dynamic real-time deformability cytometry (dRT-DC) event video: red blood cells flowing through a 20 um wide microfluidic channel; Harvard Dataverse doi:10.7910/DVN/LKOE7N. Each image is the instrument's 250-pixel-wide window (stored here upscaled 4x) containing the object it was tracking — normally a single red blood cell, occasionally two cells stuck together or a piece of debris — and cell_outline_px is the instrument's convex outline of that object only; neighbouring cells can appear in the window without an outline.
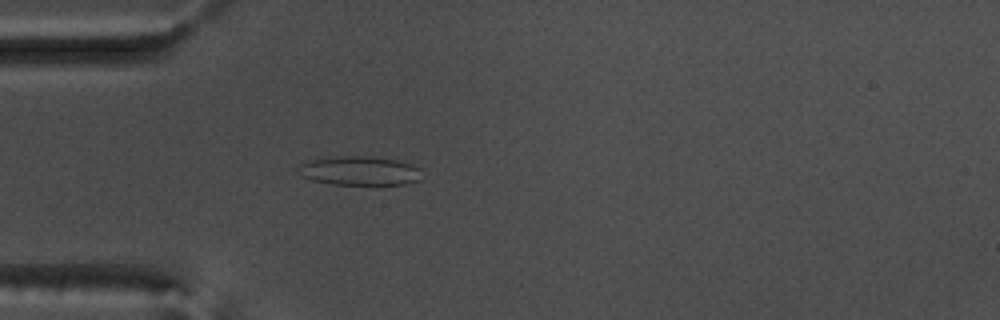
{"species": "common noctule bat (a hibernating species)", "species_latin": "Nyctalus noctula", "temperature_condition": "warm", "stored_images_in_passage": 47, "camera_frame_rate_fps": 3000, "um_per_image_px": 0.085, "animal": {"sex": "male", "body_mass_g": 17.5, "forearm_length_mm": 52.3}, "frame": {"image": 1, "passage_image": 8, "time_ms": 2.333, "image_size_px": [1000, 320], "cell_outline_px": [[420, 180], [404, 184], [376, 188], [332, 184], [312, 180], [300, 176], [296, 168], [304, 160], [336, 156], [372, 156], [396, 160], [412, 164], [420, 168]], "centroid_in_image_um": [30.55, 14.56], "position_along_channel_um": 54.5, "area_um2": 22.2}}
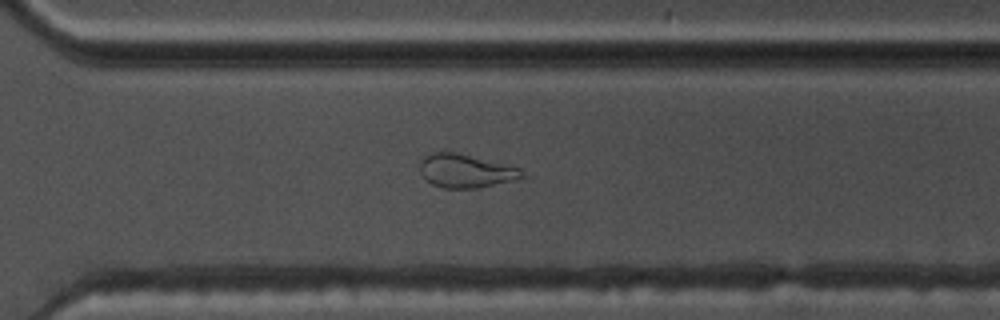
{"frame": {"image": 2, "passage_image": 31, "time_ms": 10.0, "image_size_px": [1000, 320], "cell_outline_px": [[528, 176], [520, 180], [476, 188], [444, 188], [432, 184], [420, 172], [420, 160], [424, 156], [432, 152], [456, 152], [520, 168]], "centroid_in_image_um": [39.64, 14.53], "position_along_channel_um": 331.0, "area_um2": 20.06}}
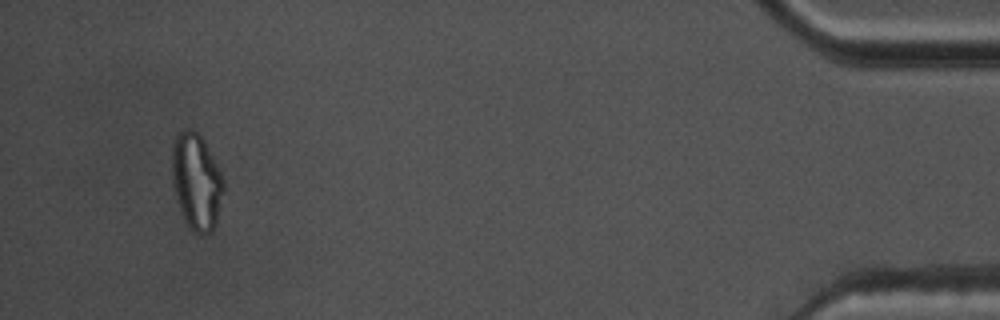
{"frame": {"image": 3, "passage_image": 44, "time_ms": 14.333, "image_size_px": [1000, 320], "cell_outline_px": [[224, 192], [216, 224], [212, 232], [200, 236], [192, 232], [184, 220], [176, 196], [172, 180], [172, 144], [176, 136], [180, 132], [188, 128], [192, 128], [204, 140], [224, 180]], "centroid_in_image_um": [16.7, 15.48], "position_along_channel_um": 418.5, "area_um2": 29.07}, "authors_computed_cell_mechanics": {"area_um2": 20.8658, "velocity_mm_per_s": 3.7011, "shape_relaxation_time_tau1_ms": null, "shape_relaxation_time_tau2_ms": 2.9548, "deformation_change_tau1": null, "deformation_change_tau2": 0.1127}}